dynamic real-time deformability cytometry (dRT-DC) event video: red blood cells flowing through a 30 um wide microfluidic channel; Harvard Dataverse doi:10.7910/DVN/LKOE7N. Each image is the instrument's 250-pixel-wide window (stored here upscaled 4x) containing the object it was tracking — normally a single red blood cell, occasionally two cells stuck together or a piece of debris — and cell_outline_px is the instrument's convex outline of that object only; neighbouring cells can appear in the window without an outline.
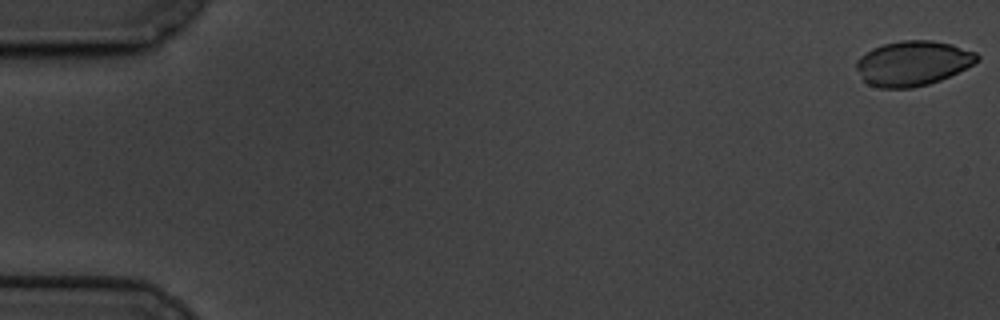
{"species": "common noctule bat (a hibernating species)", "species_latin": "Nyctalus noctula", "temperature_condition": "cold", "stored_images_in_passage": 61, "camera_frame_rate_fps": 3000, "um_per_image_px": 0.085, "animal": {"sex": "male", "body_mass_g": 19.5, "forearm_length_mm": 54.6}, "frame": {"image": 1, "passage_image": 1, "time_ms": 0.0, "image_size_px": [1000, 320], "cell_outline_px": [[980, 60], [940, 80], [928, 84], [912, 88], [880, 88], [868, 84], [864, 80], [856, 68], [856, 60], [860, 56], [872, 48], [884, 44], [904, 40], [932, 40], [952, 44], [976, 52], [980, 56]], "centroid_in_image_um": [77.58, 5.37], "position_along_channel_um": 7.4, "area_um2": 31.44}}
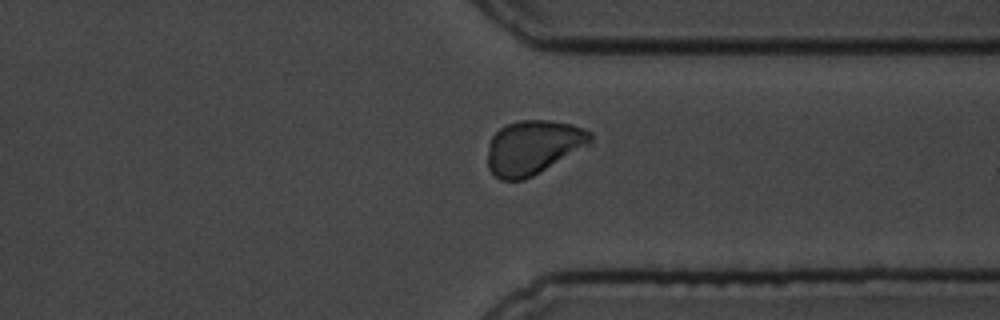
{"frame": {"image": 2, "passage_image": 47, "time_ms": 15.333, "image_size_px": [1000, 320], "cell_outline_px": [[592, 144], [532, 176], [524, 180], [500, 180], [488, 168], [488, 144], [492, 136], [500, 128], [508, 124], [520, 120], [548, 120], [572, 124], [584, 128], [592, 132]], "centroid_in_image_um": [45.34, 12.51], "position_along_channel_um": 366.1, "area_um2": 32.54}}
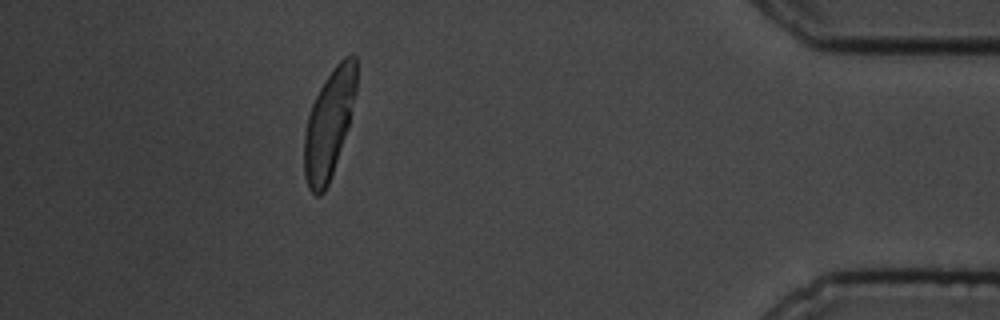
{"frame": {"image": 3, "passage_image": 55, "time_ms": 18.0, "image_size_px": [1000, 320], "cell_outline_px": [[356, 92], [348, 128], [328, 184], [324, 192], [320, 196], [316, 196], [308, 188], [304, 176], [304, 132], [308, 116], [312, 104], [320, 88], [336, 64], [344, 56], [352, 52], [356, 56]], "centroid_in_image_um": [27.96, 10.53], "position_along_channel_um": 407.2, "area_um2": 32.71}}